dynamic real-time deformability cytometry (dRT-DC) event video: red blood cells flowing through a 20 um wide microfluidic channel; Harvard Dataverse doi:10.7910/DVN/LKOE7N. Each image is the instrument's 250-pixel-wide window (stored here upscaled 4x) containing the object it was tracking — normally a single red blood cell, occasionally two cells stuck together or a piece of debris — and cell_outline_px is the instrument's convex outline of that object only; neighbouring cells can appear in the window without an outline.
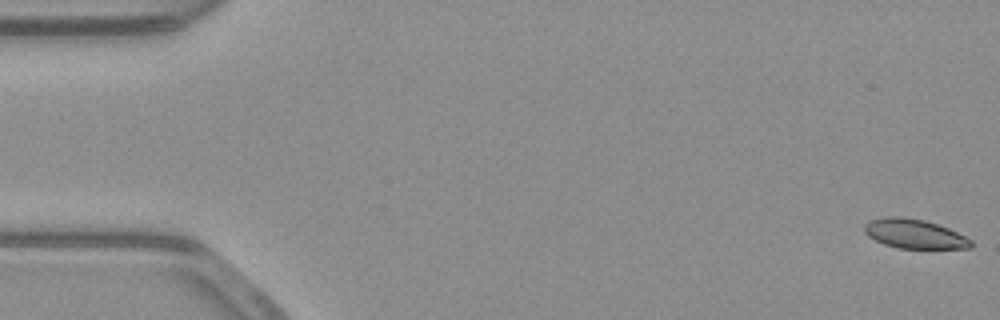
{"species": "common noctule bat (a hibernating species)", "species_latin": "Nyctalus noctula", "temperature_condition": "warm", "stored_images_in_passage": 16, "camera_frame_rate_fps": 3000, "um_per_image_px": 0.085, "animal": {"sex": "male", "body_mass_g": 23.1, "forearm_length_mm": 52.7}, "frame": {"image": 1, "passage_image": 1, "time_ms": 0.0, "image_size_px": [1000, 320], "cell_outline_px": [[972, 248], [896, 248], [884, 244], [868, 236], [864, 232], [864, 224], [872, 220], [888, 216], [900, 216], [924, 220], [948, 228], [972, 240]], "centroid_in_image_um": [77.7, 19.88], "position_along_channel_um": 7.3, "area_um2": 18.03}}
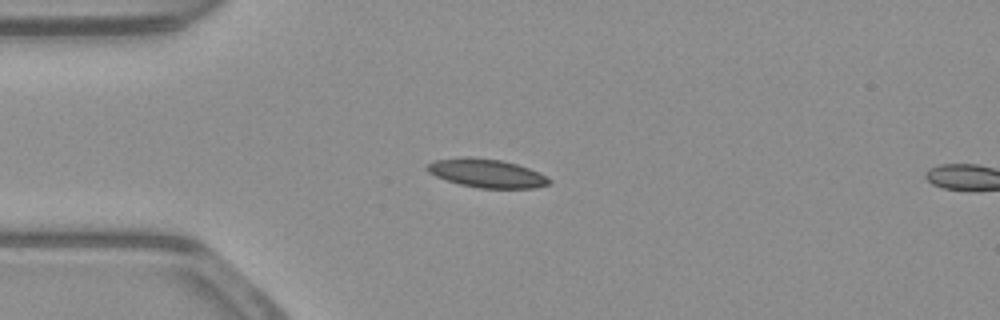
{"frame": {"image": 2, "passage_image": 14, "time_ms": 4.333, "image_size_px": [1000, 320], "cell_outline_px": [[552, 180], [548, 184], [536, 188], [480, 188], [460, 184], [436, 176], [428, 172], [424, 168], [424, 164], [432, 160], [460, 156], [468, 156], [500, 160], [516, 164], [528, 168], [548, 176]], "centroid_in_image_um": [41.31, 14.71], "position_along_channel_um": 43.7, "area_um2": 20.52}}